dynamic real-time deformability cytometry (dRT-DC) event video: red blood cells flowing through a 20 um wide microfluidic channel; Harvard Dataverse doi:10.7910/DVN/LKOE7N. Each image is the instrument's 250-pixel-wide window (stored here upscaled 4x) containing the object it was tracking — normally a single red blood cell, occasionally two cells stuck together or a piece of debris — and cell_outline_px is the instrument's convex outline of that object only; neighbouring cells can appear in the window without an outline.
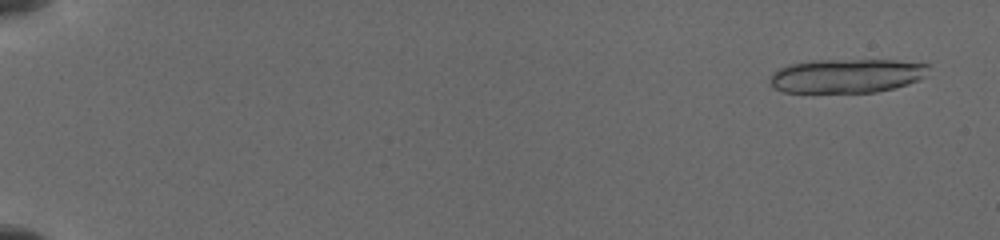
{"species": "common noctule bat (a hibernating species)", "species_latin": "Nyctalus noctula", "temperature_condition": "cold", "stored_images_in_passage": 10, "camera_frame_rate_fps": 3000, "um_per_image_px": 0.085, "animal": {"sex": "female", "body_mass_g": 19.5, "forearm_length_mm": 54.1}, "frame": {"image": 1, "passage_image": 2, "time_ms": 0.667, "image_size_px": [1000, 240], "cell_outline_px": [[928, 68], [924, 76], [920, 80], [908, 84], [876, 92], [784, 92], [776, 88], [772, 84], [772, 72], [788, 64], [816, 60], [896, 60], [928, 64]], "centroid_in_image_um": [71.99, 6.43], "position_along_channel_um": 13.0, "area_um2": 31.21}}